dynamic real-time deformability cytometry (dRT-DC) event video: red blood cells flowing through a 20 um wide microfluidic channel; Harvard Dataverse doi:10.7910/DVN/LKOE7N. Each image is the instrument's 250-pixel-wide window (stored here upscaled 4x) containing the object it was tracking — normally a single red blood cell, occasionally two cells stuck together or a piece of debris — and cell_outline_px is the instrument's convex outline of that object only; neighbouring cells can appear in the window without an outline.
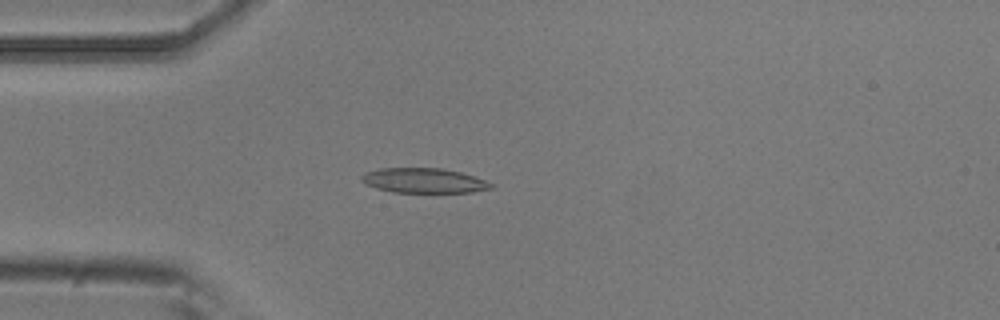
{"species": "common noctule bat (a hibernating species)", "species_latin": "Nyctalus noctula", "temperature_condition": "room temperature", "stored_images_in_passage": 3, "camera_frame_rate_fps": 3000, "um_per_image_px": 0.085, "animal": {"sex": "male", "body_mass_g": 20.5, "forearm_length_mm": 52.5}, "frame": {"image": 1, "passage_image": 3, "time_ms": 0.667, "image_size_px": [1000, 320], "cell_outline_px": [[492, 188], [472, 192], [392, 192], [376, 188], [364, 184], [360, 180], [360, 176], [364, 172], [380, 168], [440, 168], [460, 172], [484, 180], [492, 184]], "centroid_in_image_um": [35.94, 15.34], "position_along_channel_um": 49.1, "area_um2": 18.67}}